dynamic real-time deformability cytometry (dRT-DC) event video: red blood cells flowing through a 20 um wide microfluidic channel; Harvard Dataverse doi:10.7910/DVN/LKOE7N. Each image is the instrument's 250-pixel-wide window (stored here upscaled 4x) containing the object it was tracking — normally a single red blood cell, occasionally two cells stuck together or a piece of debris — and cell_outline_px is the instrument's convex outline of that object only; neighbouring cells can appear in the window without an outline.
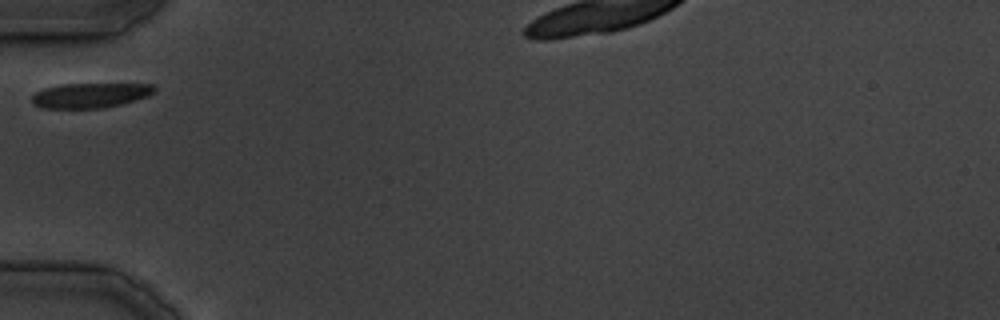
{"species": "common noctule bat (a hibernating species)", "species_latin": "Nyctalus noctula", "temperature_condition": "cold", "stored_images_in_passage": 25, "camera_frame_rate_fps": 3000, "um_per_image_px": 0.085, "animal": {"sex": "male", "body_mass_g": 19.5, "forearm_length_mm": 54.6}, "frame": {"image": 1, "passage_image": 1, "time_ms": 0.0, "image_size_px": [1000, 320], "cell_outline_px": [[156, 92], [148, 96], [136, 100], [104, 108], [40, 108], [32, 104], [32, 96], [36, 92], [44, 88], [60, 84], [152, 84], [156, 88]], "centroid_in_image_um": [7.67, 8.1], "position_along_channel_um": 77.3, "area_um2": 17.86}}
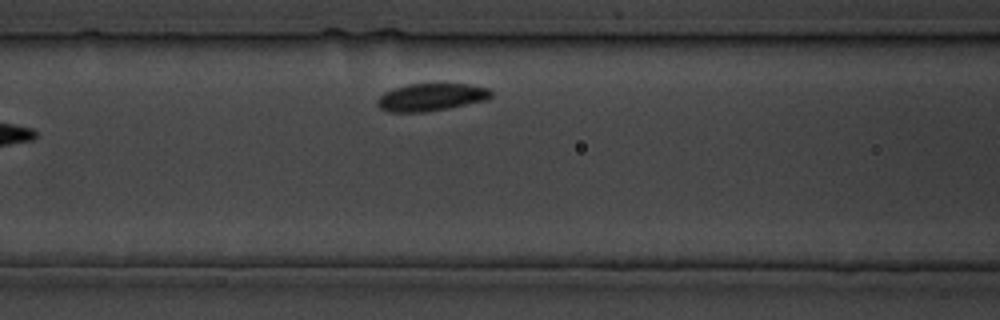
{"frame": {"image": 2, "passage_image": 4, "time_ms": 4.0, "image_size_px": [1000, 320], "cell_outline_px": [[492, 96], [488, 100], [448, 108], [424, 112], [388, 112], [380, 108], [376, 104], [376, 100], [384, 92], [408, 84], [440, 80], [468, 84], [488, 88], [492, 92]], "centroid_in_image_um": [36.68, 8.21], "position_along_channel_um": 129.9, "area_um2": 19.13}}